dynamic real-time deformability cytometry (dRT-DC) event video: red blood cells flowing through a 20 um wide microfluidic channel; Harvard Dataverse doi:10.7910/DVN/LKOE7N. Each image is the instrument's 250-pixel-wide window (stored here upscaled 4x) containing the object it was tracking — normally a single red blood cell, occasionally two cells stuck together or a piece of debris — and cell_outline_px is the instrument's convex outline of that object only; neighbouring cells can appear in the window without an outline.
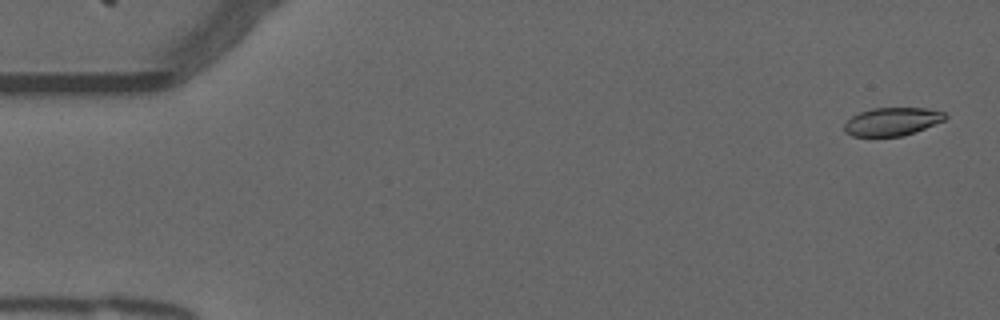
{"species": "common noctule bat (a hibernating species)", "species_latin": "Nyctalus noctula", "temperature_condition": "warm", "stored_images_in_passage": 55, "camera_frame_rate_fps": 3000, "um_per_image_px": 0.085, "animal": {"sex": "male", "forearm_length_mm": 52.5}, "frame": {"image": 1, "passage_image": 2, "time_ms": 0.333, "image_size_px": [1000, 320], "cell_outline_px": [[948, 116], [944, 120], [924, 128], [900, 136], [852, 136], [844, 132], [844, 124], [852, 116], [860, 112], [872, 108], [924, 108], [944, 112]], "centroid_in_image_um": [75.8, 10.33], "position_along_channel_um": 9.2, "area_um2": 16.3}}
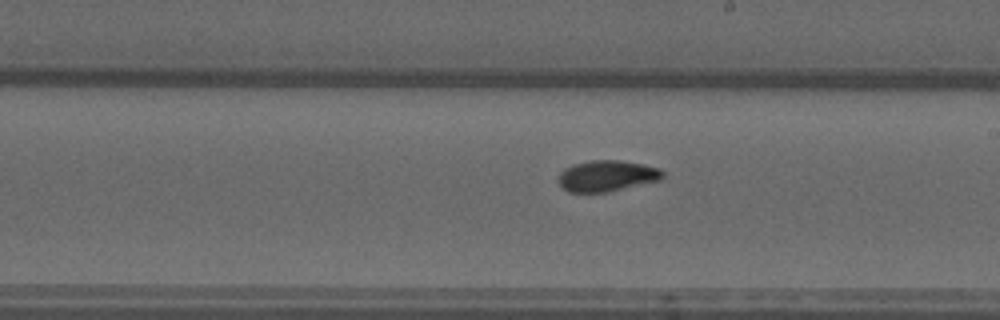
{"frame": {"image": 2, "passage_image": 31, "time_ms": 10.0, "image_size_px": [1000, 320], "cell_outline_px": [[664, 176], [660, 180], [608, 192], [568, 192], [556, 180], [560, 172], [564, 168], [572, 164], [592, 160], [620, 160], [644, 164], [660, 168], [664, 172]], "centroid_in_image_um": [51.58, 14.94], "position_along_channel_um": 237.4, "area_um2": 19.07}}
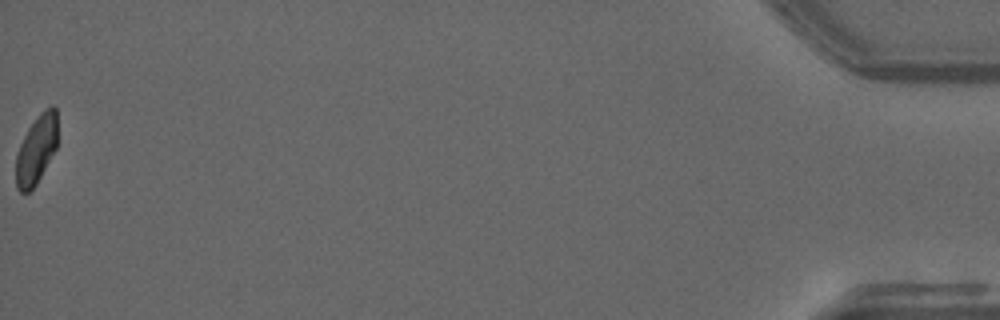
{"frame": {"image": 3, "passage_image": 55, "time_ms": 18.0, "image_size_px": [1000, 320], "cell_outline_px": [[56, 148], [36, 184], [28, 192], [20, 192], [16, 188], [16, 156], [20, 144], [28, 128], [40, 112], [44, 108], [52, 104], [56, 108]], "centroid_in_image_um": [3.08, 12.69], "position_along_channel_um": 432.1, "area_um2": 16.47}, "authors_computed_cell_mechanics": {"area_um2": 18.0336, "velocity_mm_per_s": 3.753, "shape_relaxation_time_tau1_ms": null, "shape_relaxation_time_tau2_ms": 2.1563, "deformation_change_tau1": null, "deformation_change_tau2": 0.0493}}